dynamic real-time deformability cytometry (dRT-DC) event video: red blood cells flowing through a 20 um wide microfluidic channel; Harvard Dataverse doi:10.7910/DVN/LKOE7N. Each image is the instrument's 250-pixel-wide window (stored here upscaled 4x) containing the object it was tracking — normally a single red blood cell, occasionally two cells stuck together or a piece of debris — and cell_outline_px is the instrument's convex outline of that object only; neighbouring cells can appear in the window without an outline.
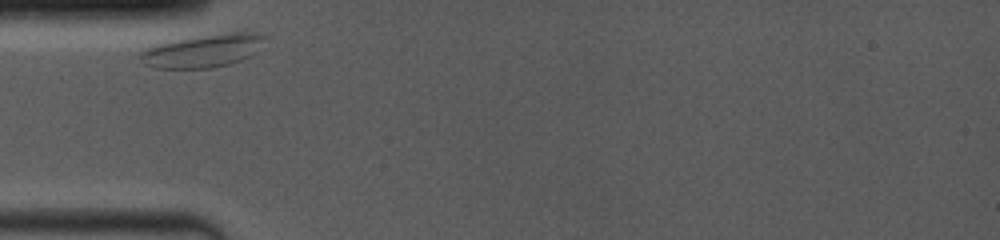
{"species": "common noctule bat (a hibernating species)", "species_latin": "Nyctalus noctula", "temperature_condition": "room temperature", "stored_images_in_passage": 14, "camera_frame_rate_fps": 4000, "um_per_image_px": 0.085, "animal": {"sex": "female", "body_mass_g": 19.0, "forearm_length_mm": 53.3}, "frame": {"image": 1, "passage_image": 1, "time_ms": 0.0, "image_size_px": [1000, 240], "cell_outline_px": [[264, 36], [256, 52], [240, 60], [228, 64], [212, 68], [156, 68], [144, 64], [140, 60], [140, 52], [156, 44], [172, 40], [200, 36], [232, 32], [256, 32]], "centroid_in_image_um": [17.2, 4.32], "position_along_channel_um": 67.8, "area_um2": 23.58}}
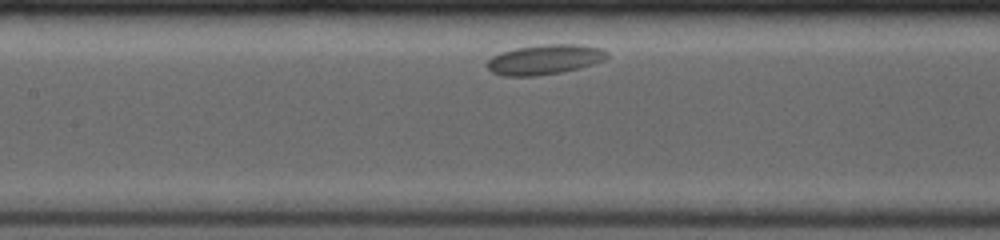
{"frame": {"image": 2, "passage_image": 7, "time_ms": 2.75, "image_size_px": [1000, 240], "cell_outline_px": [[608, 56], [604, 60], [592, 64], [564, 72], [536, 76], [504, 76], [492, 72], [488, 68], [488, 60], [492, 56], [516, 48], [544, 44], [580, 44], [600, 48], [608, 52]], "centroid_in_image_um": [46.32, 5.06], "position_along_channel_um": 161.1, "area_um2": 20.81}}
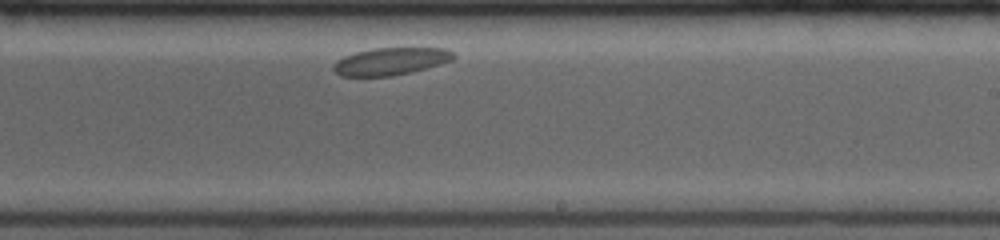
{"frame": {"image": 3, "passage_image": 14, "time_ms": 5.5, "image_size_px": [1000, 240], "cell_outline_px": [[456, 56], [452, 60], [440, 64], [412, 72], [392, 76], [340, 76], [332, 68], [336, 60], [344, 56], [356, 52], [372, 48], [444, 48], [452, 52]], "centroid_in_image_um": [33.19, 5.21], "position_along_channel_um": 255.8, "area_um2": 19.13}}